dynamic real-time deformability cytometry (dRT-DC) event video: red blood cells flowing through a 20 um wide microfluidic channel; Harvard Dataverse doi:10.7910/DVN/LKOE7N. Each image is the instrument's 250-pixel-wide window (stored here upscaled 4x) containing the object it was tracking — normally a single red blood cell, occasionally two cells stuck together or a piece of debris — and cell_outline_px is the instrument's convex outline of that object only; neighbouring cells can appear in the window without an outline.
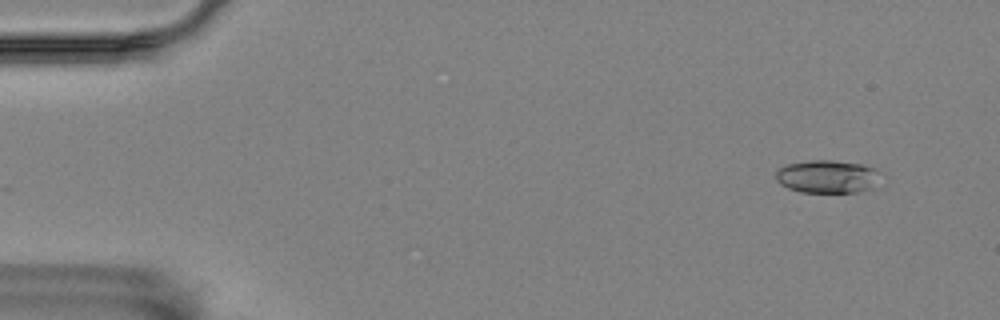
{"species": "Egyptian fruit bat (a non-hibernating species)", "species_latin": "Rousettus aegyptiacus", "temperature_condition": "room temperature", "stored_images_in_passage": 25, "camera_frame_rate_fps": 3000, "um_per_image_px": 0.085, "animal": {"sex": "female"}, "frame": {"image": 1, "passage_image": 1, "time_ms": 0.0, "image_size_px": [1000, 320], "cell_outline_px": [[880, 188], [856, 192], [800, 192], [788, 188], [780, 184], [776, 180], [776, 172], [780, 168], [788, 164], [812, 160], [832, 160], [860, 164], [876, 168]], "centroid_in_image_um": [70.37, 15.02], "position_along_channel_um": 14.6, "area_um2": 20.29}}
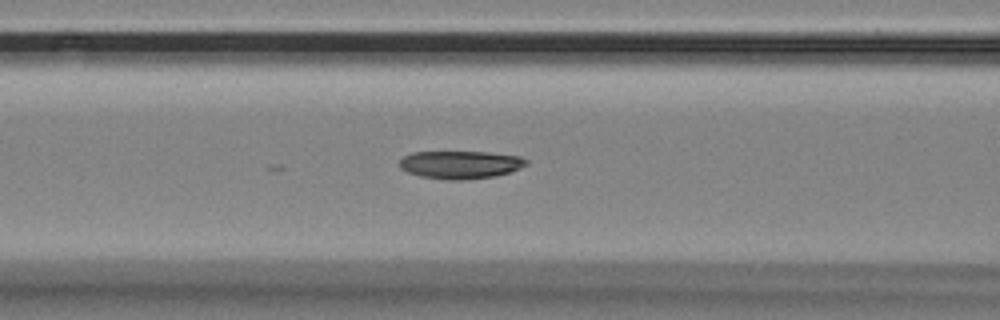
{"frame": {"image": 2, "passage_image": 20, "time_ms": 6.333, "image_size_px": [1000, 320], "cell_outline_px": [[528, 164], [520, 168], [496, 176], [464, 180], [448, 180], [420, 176], [408, 172], [400, 168], [400, 160], [404, 156], [412, 152], [488, 152], [520, 156], [528, 160]], "centroid_in_image_um": [39.14, 14.0], "position_along_channel_um": 127.5, "area_um2": 20.63}}
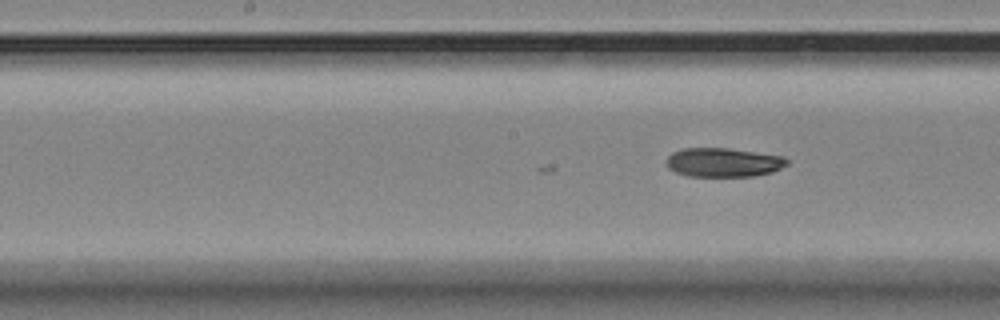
{"frame": {"image": 3, "passage_image": 25, "time_ms": 8.0, "image_size_px": [1000, 320], "cell_outline_px": [[788, 164], [772, 172], [752, 176], [688, 176], [676, 172], [668, 168], [668, 156], [672, 152], [684, 148], [728, 148], [784, 156], [788, 160]], "centroid_in_image_um": [61.5, 13.8], "position_along_channel_um": 186.7, "area_um2": 20.29}}